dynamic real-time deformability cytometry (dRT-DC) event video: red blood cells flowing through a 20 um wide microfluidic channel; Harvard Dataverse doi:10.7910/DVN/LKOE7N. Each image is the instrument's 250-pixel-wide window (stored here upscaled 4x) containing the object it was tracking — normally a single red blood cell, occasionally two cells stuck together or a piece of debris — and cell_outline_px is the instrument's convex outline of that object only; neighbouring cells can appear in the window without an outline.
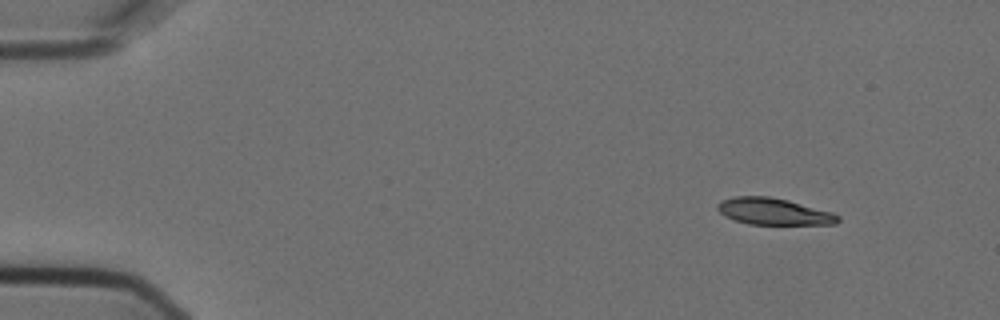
{"species": "Egyptian fruit bat (a non-hibernating species)", "species_latin": "Rousettus aegyptiacus", "temperature_condition": "cold", "stored_images_in_passage": 3, "camera_frame_rate_fps": 3000, "um_per_image_px": 0.085, "animal": {"sex": "female"}, "frame": {"image": 1, "passage_image": 1, "time_ms": 0.0, "image_size_px": [1000, 320], "cell_outline_px": [[840, 220], [836, 224], [748, 224], [732, 220], [724, 216], [716, 208], [716, 204], [720, 200], [732, 196], [768, 196], [788, 200], [832, 212], [840, 216]], "centroid_in_image_um": [65.71, 17.97], "position_along_channel_um": 19.3, "area_um2": 18.9}}